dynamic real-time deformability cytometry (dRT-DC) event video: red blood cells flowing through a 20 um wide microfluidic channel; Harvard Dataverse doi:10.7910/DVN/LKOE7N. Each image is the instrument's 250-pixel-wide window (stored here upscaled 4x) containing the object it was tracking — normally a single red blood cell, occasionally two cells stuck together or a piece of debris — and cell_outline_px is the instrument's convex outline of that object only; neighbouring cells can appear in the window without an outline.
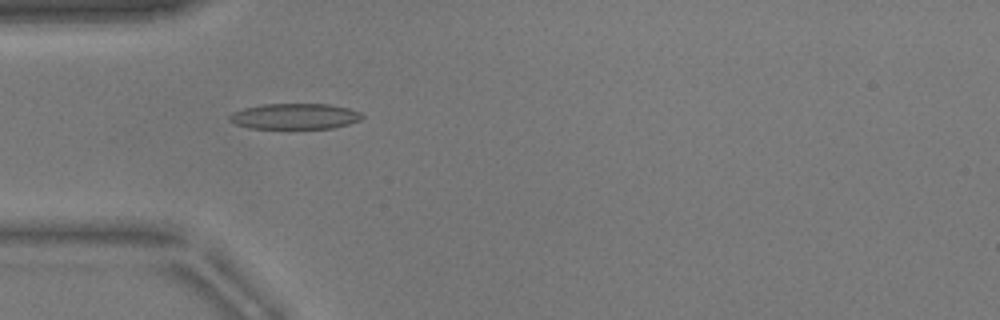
{"species": "common noctule bat (a hibernating species)", "species_latin": "Nyctalus noctula", "temperature_condition": "warm", "stored_images_in_passage": 52, "camera_frame_rate_fps": 3000, "um_per_image_px": 0.085, "animal": {"sex": "male", "body_mass_g": 17.9}, "frame": {"image": 1, "passage_image": 16, "time_ms": 5.0, "image_size_px": [1000, 320], "cell_outline_px": [[364, 116], [360, 120], [348, 124], [332, 128], [248, 128], [236, 124], [228, 120], [228, 116], [232, 112], [244, 108], [260, 104], [328, 104], [348, 108], [360, 112]], "centroid_in_image_um": [25.03, 9.88], "position_along_channel_um": 60.0, "area_um2": 19.88}}
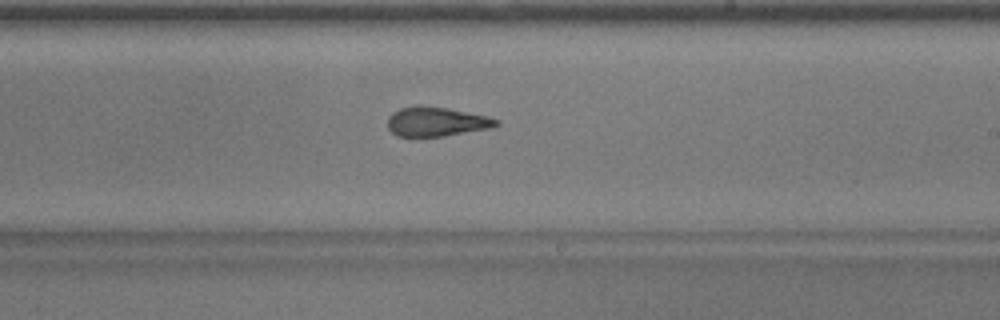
{"frame": {"image": 2, "passage_image": 31, "time_ms": 10.0, "image_size_px": [1000, 320], "cell_outline_px": [[500, 124], [488, 128], [444, 136], [396, 136], [388, 128], [388, 116], [392, 112], [400, 108], [448, 108], [488, 116], [500, 120]], "centroid_in_image_um": [37.11, 10.37], "position_along_channel_um": 251.9, "area_um2": 17.98}}
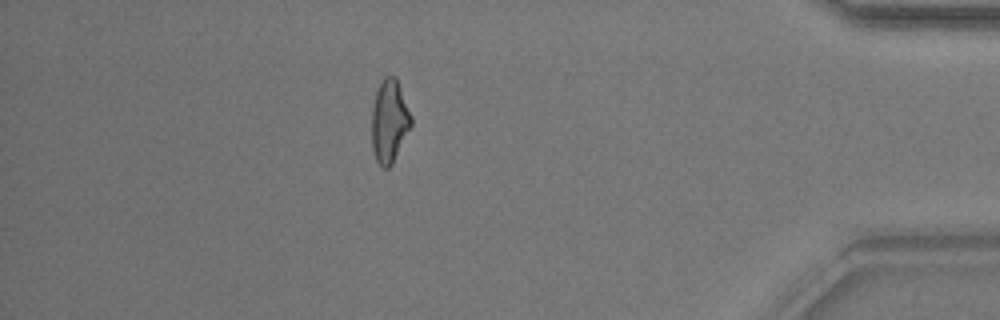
{"frame": {"image": 3, "passage_image": 46, "time_ms": 15.0, "image_size_px": [1000, 320], "cell_outline_px": [[412, 124], [392, 164], [388, 168], [384, 168], [376, 160], [372, 148], [372, 108], [376, 92], [384, 76], [396, 76], [412, 116]], "centroid_in_image_um": [33.1, 10.29], "position_along_channel_um": 402.1, "area_um2": 18.96}, "authors_computed_cell_mechanics": {"area_um2": 18.9873, "velocity_mm_per_s": 3.8657, "shape_relaxation_time_tau1_ms": null, "shape_relaxation_time_tau2_ms": 2.4891, "deformation_change_tau1": null, "deformation_change_tau2": 0.1184}}